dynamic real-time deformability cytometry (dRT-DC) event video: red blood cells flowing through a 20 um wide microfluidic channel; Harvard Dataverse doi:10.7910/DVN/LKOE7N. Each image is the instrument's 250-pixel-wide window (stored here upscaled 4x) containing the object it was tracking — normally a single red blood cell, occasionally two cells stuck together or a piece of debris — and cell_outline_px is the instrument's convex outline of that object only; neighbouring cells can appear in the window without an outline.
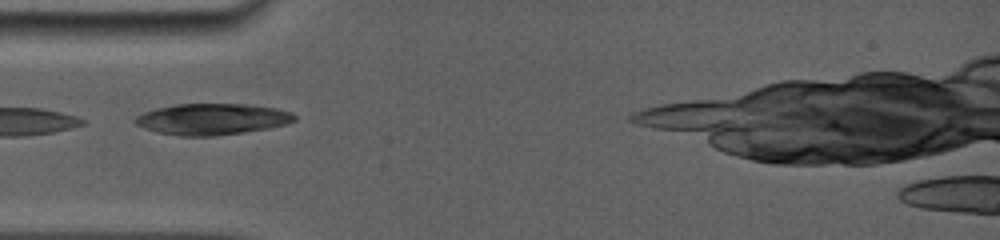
{"species": "common noctule bat (a hibernating species)", "species_latin": "Nyctalus noctula", "temperature_condition": "room temperature", "stored_images_in_passage": 12, "camera_frame_rate_fps": 5000, "um_per_image_px": 0.085, "animal": {"sex": "female", "body_mass_g": 19.0, "forearm_length_mm": 56.7}, "frame": {"image": 1, "passage_image": 1, "time_ms": 0.0, "image_size_px": [1000, 240], "cell_outline_px": [[296, 120], [288, 124], [268, 128], [212, 136], [180, 136], [156, 132], [144, 128], [136, 124], [132, 120], [136, 116], [144, 112], [156, 108], [176, 104], [248, 104], [276, 108], [292, 112], [296, 116]], "centroid_in_image_um": [18.02, 10.12], "position_along_channel_um": 67.0, "area_um2": 29.02}}
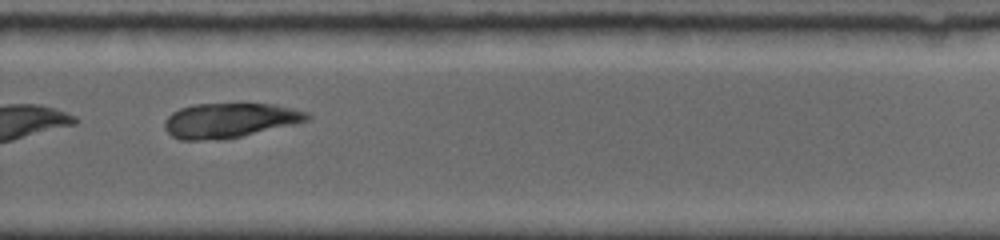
{"frame": {"image": 2, "passage_image": 9, "time_ms": 6.2, "image_size_px": [1000, 240], "cell_outline_px": [[312, 116], [308, 120], [296, 124], [224, 140], [180, 140], [172, 136], [164, 128], [164, 120], [172, 112], [180, 108], [196, 104], [272, 104], [292, 108], [308, 112]], "centroid_in_image_um": [19.52, 10.24], "position_along_channel_um": 310.3, "area_um2": 29.02}}